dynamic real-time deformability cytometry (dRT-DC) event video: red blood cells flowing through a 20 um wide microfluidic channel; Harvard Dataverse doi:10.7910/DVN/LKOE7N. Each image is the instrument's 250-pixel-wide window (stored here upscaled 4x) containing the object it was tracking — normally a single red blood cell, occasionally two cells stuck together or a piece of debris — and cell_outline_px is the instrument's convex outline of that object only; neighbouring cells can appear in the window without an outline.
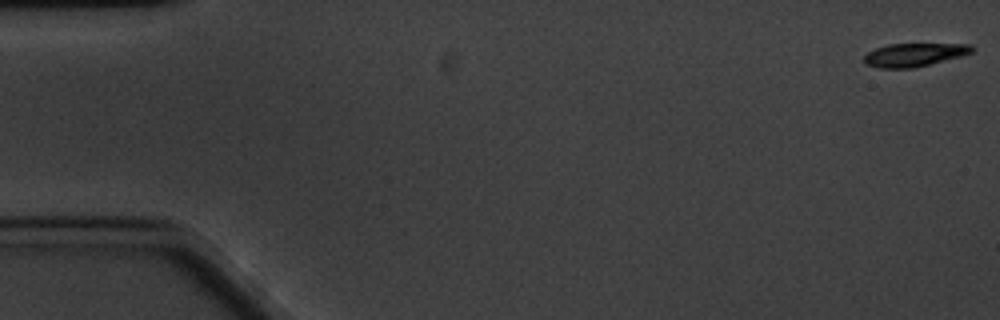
{"species": "common noctule bat (a hibernating species)", "species_latin": "Nyctalus noctula", "temperature_condition": "cold", "stored_images_in_passage": 17, "camera_frame_rate_fps": 3000, "um_per_image_px": 0.085, "animal": {"sex": "male", "body_mass_g": 20.1, "forearm_length_mm": 53.5}, "frame": {"image": 1, "passage_image": 1, "time_ms": 0.0, "image_size_px": [1000, 320], "cell_outline_px": [[976, 48], [972, 52], [960, 56], [912, 68], [880, 68], [864, 64], [864, 56], [868, 52], [876, 48], [888, 44], [972, 44]], "centroid_in_image_um": [77.69, 4.65], "position_along_channel_um": 7.3, "area_um2": 14.51}}
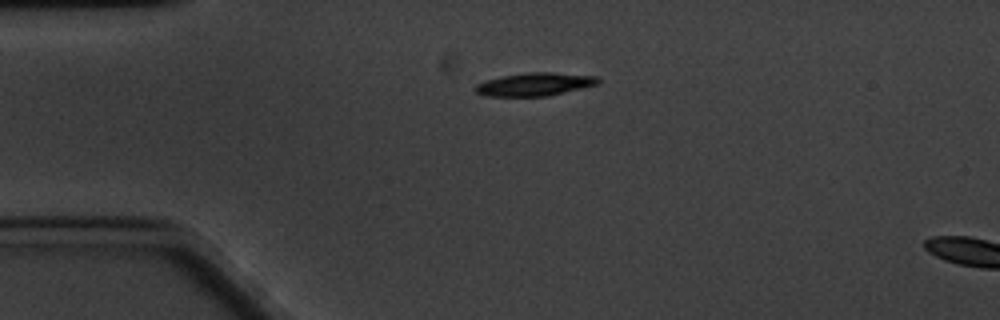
{"frame": {"image": 2, "passage_image": 14, "time_ms": 4.333, "image_size_px": [1000, 320], "cell_outline_px": [[600, 84], [548, 96], [484, 96], [476, 92], [472, 88], [476, 84], [484, 80], [504, 76], [528, 72], [552, 72], [596, 76], [600, 80]], "centroid_in_image_um": [45.44, 7.17], "position_along_channel_um": 39.6, "area_um2": 16.65}}